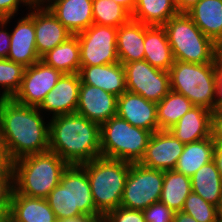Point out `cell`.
I'll return each instance as SVG.
<instances>
[{"label":"cell","instance_id":"1","mask_svg":"<svg viewBox=\"0 0 222 222\" xmlns=\"http://www.w3.org/2000/svg\"><path fill=\"white\" fill-rule=\"evenodd\" d=\"M49 121L37 107L0 99V138L13 162L49 151Z\"/></svg>","mask_w":222,"mask_h":222},{"label":"cell","instance_id":"2","mask_svg":"<svg viewBox=\"0 0 222 222\" xmlns=\"http://www.w3.org/2000/svg\"><path fill=\"white\" fill-rule=\"evenodd\" d=\"M49 151L69 165L101 157L100 125L71 113L49 119Z\"/></svg>","mask_w":222,"mask_h":222},{"label":"cell","instance_id":"3","mask_svg":"<svg viewBox=\"0 0 222 222\" xmlns=\"http://www.w3.org/2000/svg\"><path fill=\"white\" fill-rule=\"evenodd\" d=\"M69 164L57 153L32 154L13 162V190L27 197L46 199L60 183Z\"/></svg>","mask_w":222,"mask_h":222},{"label":"cell","instance_id":"4","mask_svg":"<svg viewBox=\"0 0 222 222\" xmlns=\"http://www.w3.org/2000/svg\"><path fill=\"white\" fill-rule=\"evenodd\" d=\"M46 200L56 219L77 217L82 214L103 218L95 207L86 170L81 165H69L60 183L48 194Z\"/></svg>","mask_w":222,"mask_h":222},{"label":"cell","instance_id":"5","mask_svg":"<svg viewBox=\"0 0 222 222\" xmlns=\"http://www.w3.org/2000/svg\"><path fill=\"white\" fill-rule=\"evenodd\" d=\"M80 165L87 172L97 212L104 218L120 206L131 163L99 157Z\"/></svg>","mask_w":222,"mask_h":222},{"label":"cell","instance_id":"6","mask_svg":"<svg viewBox=\"0 0 222 222\" xmlns=\"http://www.w3.org/2000/svg\"><path fill=\"white\" fill-rule=\"evenodd\" d=\"M174 60L187 63H220L218 45L208 38L186 13L171 17L164 25Z\"/></svg>","mask_w":222,"mask_h":222},{"label":"cell","instance_id":"7","mask_svg":"<svg viewBox=\"0 0 222 222\" xmlns=\"http://www.w3.org/2000/svg\"><path fill=\"white\" fill-rule=\"evenodd\" d=\"M219 63H187L178 60L169 70L170 89L183 94L194 106L214 111Z\"/></svg>","mask_w":222,"mask_h":222},{"label":"cell","instance_id":"8","mask_svg":"<svg viewBox=\"0 0 222 222\" xmlns=\"http://www.w3.org/2000/svg\"><path fill=\"white\" fill-rule=\"evenodd\" d=\"M151 131L113 116L100 126L101 157L139 163L144 156Z\"/></svg>","mask_w":222,"mask_h":222},{"label":"cell","instance_id":"9","mask_svg":"<svg viewBox=\"0 0 222 222\" xmlns=\"http://www.w3.org/2000/svg\"><path fill=\"white\" fill-rule=\"evenodd\" d=\"M164 171L131 163L120 206L143 211L161 197Z\"/></svg>","mask_w":222,"mask_h":222},{"label":"cell","instance_id":"10","mask_svg":"<svg viewBox=\"0 0 222 222\" xmlns=\"http://www.w3.org/2000/svg\"><path fill=\"white\" fill-rule=\"evenodd\" d=\"M117 30L113 26L92 24L77 34L80 46V65L94 66L118 63Z\"/></svg>","mask_w":222,"mask_h":222},{"label":"cell","instance_id":"11","mask_svg":"<svg viewBox=\"0 0 222 222\" xmlns=\"http://www.w3.org/2000/svg\"><path fill=\"white\" fill-rule=\"evenodd\" d=\"M123 66L127 91L158 103L171 90L169 71L157 69L145 60L125 63Z\"/></svg>","mask_w":222,"mask_h":222},{"label":"cell","instance_id":"12","mask_svg":"<svg viewBox=\"0 0 222 222\" xmlns=\"http://www.w3.org/2000/svg\"><path fill=\"white\" fill-rule=\"evenodd\" d=\"M63 73L42 60L25 67L21 85L12 99L22 105L39 107Z\"/></svg>","mask_w":222,"mask_h":222},{"label":"cell","instance_id":"13","mask_svg":"<svg viewBox=\"0 0 222 222\" xmlns=\"http://www.w3.org/2000/svg\"><path fill=\"white\" fill-rule=\"evenodd\" d=\"M13 29L10 27V49L7 59L29 67L41 60L36 49L34 28V3L28 12L14 21Z\"/></svg>","mask_w":222,"mask_h":222},{"label":"cell","instance_id":"14","mask_svg":"<svg viewBox=\"0 0 222 222\" xmlns=\"http://www.w3.org/2000/svg\"><path fill=\"white\" fill-rule=\"evenodd\" d=\"M184 143L168 130L152 133L139 164L158 170H174L184 150Z\"/></svg>","mask_w":222,"mask_h":222},{"label":"cell","instance_id":"15","mask_svg":"<svg viewBox=\"0 0 222 222\" xmlns=\"http://www.w3.org/2000/svg\"><path fill=\"white\" fill-rule=\"evenodd\" d=\"M80 84L78 73L63 74L53 89L45 96L38 109L48 116L46 119L76 113Z\"/></svg>","mask_w":222,"mask_h":222},{"label":"cell","instance_id":"16","mask_svg":"<svg viewBox=\"0 0 222 222\" xmlns=\"http://www.w3.org/2000/svg\"><path fill=\"white\" fill-rule=\"evenodd\" d=\"M34 28L40 58L72 36L42 1L34 2Z\"/></svg>","mask_w":222,"mask_h":222},{"label":"cell","instance_id":"17","mask_svg":"<svg viewBox=\"0 0 222 222\" xmlns=\"http://www.w3.org/2000/svg\"><path fill=\"white\" fill-rule=\"evenodd\" d=\"M118 97L101 88L80 84L76 113L100 126L116 116Z\"/></svg>","mask_w":222,"mask_h":222},{"label":"cell","instance_id":"18","mask_svg":"<svg viewBox=\"0 0 222 222\" xmlns=\"http://www.w3.org/2000/svg\"><path fill=\"white\" fill-rule=\"evenodd\" d=\"M116 115L132 126L152 133L158 131L157 103L143 96L125 91L117 100Z\"/></svg>","mask_w":222,"mask_h":222},{"label":"cell","instance_id":"19","mask_svg":"<svg viewBox=\"0 0 222 222\" xmlns=\"http://www.w3.org/2000/svg\"><path fill=\"white\" fill-rule=\"evenodd\" d=\"M72 35L93 24V0H42Z\"/></svg>","mask_w":222,"mask_h":222},{"label":"cell","instance_id":"20","mask_svg":"<svg viewBox=\"0 0 222 222\" xmlns=\"http://www.w3.org/2000/svg\"><path fill=\"white\" fill-rule=\"evenodd\" d=\"M78 74L81 83L101 88L117 97L127 91L125 70L120 62L106 65L80 66Z\"/></svg>","mask_w":222,"mask_h":222},{"label":"cell","instance_id":"21","mask_svg":"<svg viewBox=\"0 0 222 222\" xmlns=\"http://www.w3.org/2000/svg\"><path fill=\"white\" fill-rule=\"evenodd\" d=\"M9 218L10 222H57L46 199L27 197L13 189L9 202Z\"/></svg>","mask_w":222,"mask_h":222},{"label":"cell","instance_id":"22","mask_svg":"<svg viewBox=\"0 0 222 222\" xmlns=\"http://www.w3.org/2000/svg\"><path fill=\"white\" fill-rule=\"evenodd\" d=\"M212 111L193 106L174 126L168 131L182 143L187 144L211 136Z\"/></svg>","mask_w":222,"mask_h":222},{"label":"cell","instance_id":"23","mask_svg":"<svg viewBox=\"0 0 222 222\" xmlns=\"http://www.w3.org/2000/svg\"><path fill=\"white\" fill-rule=\"evenodd\" d=\"M144 60L163 71H169L174 64L172 49L163 26L144 24Z\"/></svg>","mask_w":222,"mask_h":222},{"label":"cell","instance_id":"24","mask_svg":"<svg viewBox=\"0 0 222 222\" xmlns=\"http://www.w3.org/2000/svg\"><path fill=\"white\" fill-rule=\"evenodd\" d=\"M186 14L216 45L222 43V0H199Z\"/></svg>","mask_w":222,"mask_h":222},{"label":"cell","instance_id":"25","mask_svg":"<svg viewBox=\"0 0 222 222\" xmlns=\"http://www.w3.org/2000/svg\"><path fill=\"white\" fill-rule=\"evenodd\" d=\"M116 43L120 63L144 60V24L131 18L119 26Z\"/></svg>","mask_w":222,"mask_h":222},{"label":"cell","instance_id":"26","mask_svg":"<svg viewBox=\"0 0 222 222\" xmlns=\"http://www.w3.org/2000/svg\"><path fill=\"white\" fill-rule=\"evenodd\" d=\"M215 147L212 136L185 144L174 170L188 177L193 176L200 167L214 160Z\"/></svg>","mask_w":222,"mask_h":222},{"label":"cell","instance_id":"27","mask_svg":"<svg viewBox=\"0 0 222 222\" xmlns=\"http://www.w3.org/2000/svg\"><path fill=\"white\" fill-rule=\"evenodd\" d=\"M190 178L192 192L215 206L219 205L222 193V174L215 160L200 167Z\"/></svg>","mask_w":222,"mask_h":222},{"label":"cell","instance_id":"28","mask_svg":"<svg viewBox=\"0 0 222 222\" xmlns=\"http://www.w3.org/2000/svg\"><path fill=\"white\" fill-rule=\"evenodd\" d=\"M41 60L63 74L79 73L80 46L77 36L72 35L65 42L44 54Z\"/></svg>","mask_w":222,"mask_h":222},{"label":"cell","instance_id":"29","mask_svg":"<svg viewBox=\"0 0 222 222\" xmlns=\"http://www.w3.org/2000/svg\"><path fill=\"white\" fill-rule=\"evenodd\" d=\"M177 14L175 0H137L131 18L149 26H163Z\"/></svg>","mask_w":222,"mask_h":222},{"label":"cell","instance_id":"30","mask_svg":"<svg viewBox=\"0 0 222 222\" xmlns=\"http://www.w3.org/2000/svg\"><path fill=\"white\" fill-rule=\"evenodd\" d=\"M192 192L191 178L175 170L164 171L160 202L174 212L182 211L188 195Z\"/></svg>","mask_w":222,"mask_h":222},{"label":"cell","instance_id":"31","mask_svg":"<svg viewBox=\"0 0 222 222\" xmlns=\"http://www.w3.org/2000/svg\"><path fill=\"white\" fill-rule=\"evenodd\" d=\"M193 106L192 102L183 94L170 90L169 93L157 103L158 131L169 130L191 110Z\"/></svg>","mask_w":222,"mask_h":222},{"label":"cell","instance_id":"32","mask_svg":"<svg viewBox=\"0 0 222 222\" xmlns=\"http://www.w3.org/2000/svg\"><path fill=\"white\" fill-rule=\"evenodd\" d=\"M93 24L118 28L131 19V14L112 0H93Z\"/></svg>","mask_w":222,"mask_h":222},{"label":"cell","instance_id":"33","mask_svg":"<svg viewBox=\"0 0 222 222\" xmlns=\"http://www.w3.org/2000/svg\"><path fill=\"white\" fill-rule=\"evenodd\" d=\"M25 67L7 58L0 59V98H12L19 90ZM2 90V91H1Z\"/></svg>","mask_w":222,"mask_h":222},{"label":"cell","instance_id":"34","mask_svg":"<svg viewBox=\"0 0 222 222\" xmlns=\"http://www.w3.org/2000/svg\"><path fill=\"white\" fill-rule=\"evenodd\" d=\"M182 212L192 216L197 222H218V207L191 192L185 200Z\"/></svg>","mask_w":222,"mask_h":222},{"label":"cell","instance_id":"35","mask_svg":"<svg viewBox=\"0 0 222 222\" xmlns=\"http://www.w3.org/2000/svg\"><path fill=\"white\" fill-rule=\"evenodd\" d=\"M146 222H173L175 212L167 205L158 201L143 211Z\"/></svg>","mask_w":222,"mask_h":222},{"label":"cell","instance_id":"36","mask_svg":"<svg viewBox=\"0 0 222 222\" xmlns=\"http://www.w3.org/2000/svg\"><path fill=\"white\" fill-rule=\"evenodd\" d=\"M105 222H146L144 214L140 210H132L119 206L110 211L105 217Z\"/></svg>","mask_w":222,"mask_h":222},{"label":"cell","instance_id":"37","mask_svg":"<svg viewBox=\"0 0 222 222\" xmlns=\"http://www.w3.org/2000/svg\"><path fill=\"white\" fill-rule=\"evenodd\" d=\"M34 0H0V19L7 17H14L20 15L19 11H22L19 8L26 6L25 9L34 3Z\"/></svg>","mask_w":222,"mask_h":222},{"label":"cell","instance_id":"38","mask_svg":"<svg viewBox=\"0 0 222 222\" xmlns=\"http://www.w3.org/2000/svg\"><path fill=\"white\" fill-rule=\"evenodd\" d=\"M14 17H7L0 19V57L7 58L10 49V23L11 20L17 19ZM8 26V27H7Z\"/></svg>","mask_w":222,"mask_h":222},{"label":"cell","instance_id":"39","mask_svg":"<svg viewBox=\"0 0 222 222\" xmlns=\"http://www.w3.org/2000/svg\"><path fill=\"white\" fill-rule=\"evenodd\" d=\"M211 136L216 145H222V109L212 112Z\"/></svg>","mask_w":222,"mask_h":222},{"label":"cell","instance_id":"40","mask_svg":"<svg viewBox=\"0 0 222 222\" xmlns=\"http://www.w3.org/2000/svg\"><path fill=\"white\" fill-rule=\"evenodd\" d=\"M13 161L11 160L6 145L0 138V176H12Z\"/></svg>","mask_w":222,"mask_h":222},{"label":"cell","instance_id":"41","mask_svg":"<svg viewBox=\"0 0 222 222\" xmlns=\"http://www.w3.org/2000/svg\"><path fill=\"white\" fill-rule=\"evenodd\" d=\"M12 189V176H0V203L10 202Z\"/></svg>","mask_w":222,"mask_h":222},{"label":"cell","instance_id":"42","mask_svg":"<svg viewBox=\"0 0 222 222\" xmlns=\"http://www.w3.org/2000/svg\"><path fill=\"white\" fill-rule=\"evenodd\" d=\"M222 109V64L217 68L216 100L214 110Z\"/></svg>","mask_w":222,"mask_h":222},{"label":"cell","instance_id":"43","mask_svg":"<svg viewBox=\"0 0 222 222\" xmlns=\"http://www.w3.org/2000/svg\"><path fill=\"white\" fill-rule=\"evenodd\" d=\"M199 0H175L179 13H187Z\"/></svg>","mask_w":222,"mask_h":222},{"label":"cell","instance_id":"44","mask_svg":"<svg viewBox=\"0 0 222 222\" xmlns=\"http://www.w3.org/2000/svg\"><path fill=\"white\" fill-rule=\"evenodd\" d=\"M96 218H92L91 216H87L82 214L77 217H69L61 220H57V222H93Z\"/></svg>","mask_w":222,"mask_h":222},{"label":"cell","instance_id":"45","mask_svg":"<svg viewBox=\"0 0 222 222\" xmlns=\"http://www.w3.org/2000/svg\"><path fill=\"white\" fill-rule=\"evenodd\" d=\"M173 222H197V220L194 219L189 214L179 211V212H175Z\"/></svg>","mask_w":222,"mask_h":222},{"label":"cell","instance_id":"46","mask_svg":"<svg viewBox=\"0 0 222 222\" xmlns=\"http://www.w3.org/2000/svg\"><path fill=\"white\" fill-rule=\"evenodd\" d=\"M0 222H10L9 203H0Z\"/></svg>","mask_w":222,"mask_h":222},{"label":"cell","instance_id":"47","mask_svg":"<svg viewBox=\"0 0 222 222\" xmlns=\"http://www.w3.org/2000/svg\"><path fill=\"white\" fill-rule=\"evenodd\" d=\"M214 160L216 161L217 167L222 174V145H216L214 151Z\"/></svg>","mask_w":222,"mask_h":222},{"label":"cell","instance_id":"48","mask_svg":"<svg viewBox=\"0 0 222 222\" xmlns=\"http://www.w3.org/2000/svg\"><path fill=\"white\" fill-rule=\"evenodd\" d=\"M123 6L130 14H132L137 0H112Z\"/></svg>","mask_w":222,"mask_h":222},{"label":"cell","instance_id":"49","mask_svg":"<svg viewBox=\"0 0 222 222\" xmlns=\"http://www.w3.org/2000/svg\"><path fill=\"white\" fill-rule=\"evenodd\" d=\"M217 207H218L219 217L222 220V193H221V198H220L219 205Z\"/></svg>","mask_w":222,"mask_h":222},{"label":"cell","instance_id":"50","mask_svg":"<svg viewBox=\"0 0 222 222\" xmlns=\"http://www.w3.org/2000/svg\"><path fill=\"white\" fill-rule=\"evenodd\" d=\"M218 56L220 59V63L222 64V43L218 46Z\"/></svg>","mask_w":222,"mask_h":222},{"label":"cell","instance_id":"51","mask_svg":"<svg viewBox=\"0 0 222 222\" xmlns=\"http://www.w3.org/2000/svg\"><path fill=\"white\" fill-rule=\"evenodd\" d=\"M93 222H104V218L95 219Z\"/></svg>","mask_w":222,"mask_h":222}]
</instances>
